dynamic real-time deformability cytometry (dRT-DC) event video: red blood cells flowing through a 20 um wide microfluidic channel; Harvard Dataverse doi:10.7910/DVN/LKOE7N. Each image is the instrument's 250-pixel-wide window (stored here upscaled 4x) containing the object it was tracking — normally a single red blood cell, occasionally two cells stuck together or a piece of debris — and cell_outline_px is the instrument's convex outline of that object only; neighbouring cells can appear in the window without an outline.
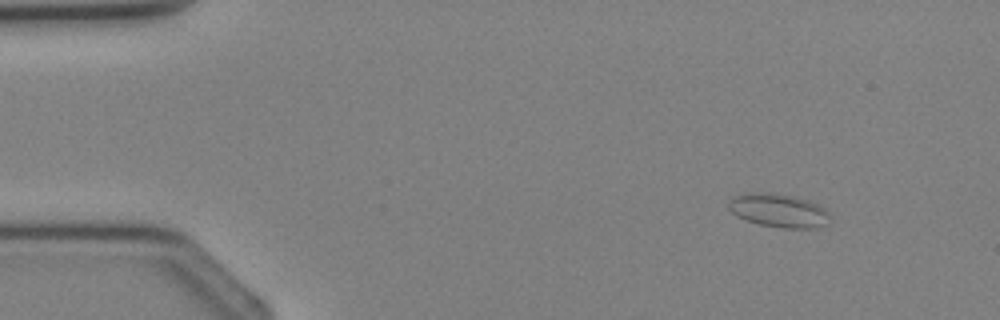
{"species": "Egyptian fruit bat (a non-hibernating species)", "species_latin": "Rousettus aegyptiacus", "temperature_condition": "cold", "stored_images_in_passage": 2, "camera_frame_rate_fps": 3000, "um_per_image_px": 0.085, "animal": {"sex": "female"}, "frame": {"image": 1, "passage_image": 1, "time_ms": 0.0, "image_size_px": [1000, 320], "cell_outline_px": [[832, 216], [828, 224], [816, 228], [784, 228], [760, 224], [748, 220], [732, 212], [728, 208], [728, 200], [732, 196], [740, 192], [772, 192], [792, 196], [808, 200], [824, 208]], "centroid_in_image_um": [66.18, 17.87], "position_along_channel_um": 18.8, "area_um2": 20.06}}